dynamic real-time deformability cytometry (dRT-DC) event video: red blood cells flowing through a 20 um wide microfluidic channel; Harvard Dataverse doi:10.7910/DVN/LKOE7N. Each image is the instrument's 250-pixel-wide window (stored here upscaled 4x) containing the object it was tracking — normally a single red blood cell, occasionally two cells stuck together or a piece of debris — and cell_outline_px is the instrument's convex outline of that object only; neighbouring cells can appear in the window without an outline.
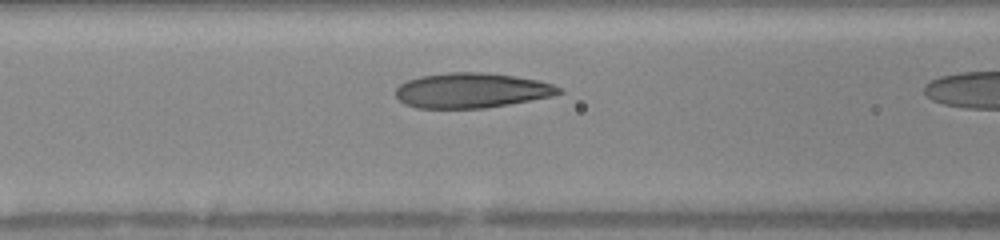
{"species": "human", "species_latin": "Homo sapiens", "temperature_condition": "warm", "stored_images_in_passage": 10, "camera_frame_rate_fps": 3000, "um_per_image_px": 0.085, "donor": {"sex": "female"}, "frame": {"image": 1, "passage_image": 9, "time_ms": 2.667, "image_size_px": [1000, 240], "cell_outline_px": [[564, 92], [552, 96], [508, 104], [484, 108], [416, 108], [404, 104], [396, 96], [396, 88], [400, 84], [408, 80], [420, 76], [448, 72], [484, 72], [512, 76], [536, 80], [552, 84], [560, 88]], "centroid_in_image_um": [40.05, 7.69], "position_along_channel_um": 126.5, "area_um2": 33.12}}